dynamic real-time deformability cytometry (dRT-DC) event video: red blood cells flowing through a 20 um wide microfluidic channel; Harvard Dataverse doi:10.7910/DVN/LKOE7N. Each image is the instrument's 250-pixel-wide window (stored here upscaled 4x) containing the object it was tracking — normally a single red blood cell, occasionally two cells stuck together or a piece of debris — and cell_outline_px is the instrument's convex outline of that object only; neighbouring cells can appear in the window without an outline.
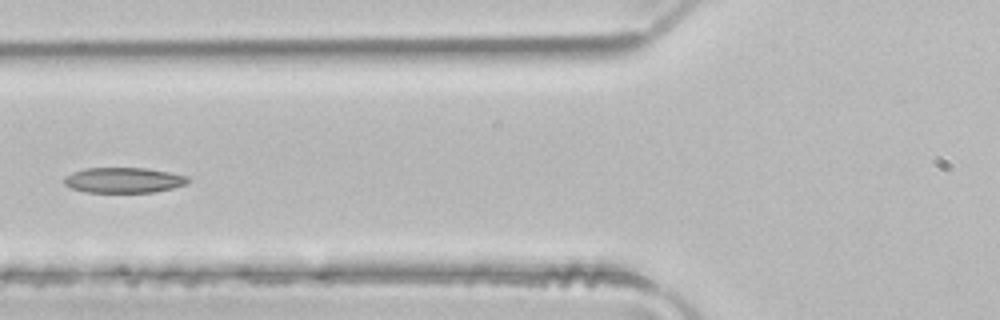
{"species": "common noctule bat (a hibernating species)", "species_latin": "Nyctalus noctula", "temperature_condition": "room temperature", "stored_images_in_passage": 4, "camera_frame_rate_fps": 3000, "um_per_image_px": 0.085, "animal": {"sex": "male", "body_mass_g": 21.5, "forearm_length_mm": 52.0}, "frame": {"image": 1, "passage_image": 3, "time_ms": 0.667, "image_size_px": [1000, 320], "cell_outline_px": [[188, 180], [184, 184], [172, 188], [152, 192], [84, 192], [72, 188], [64, 184], [64, 176], [72, 172], [84, 168], [148, 168], [188, 176]], "centroid_in_image_um": [10.46, 15.31], "position_along_channel_um": 115.3, "area_um2": 18.21}}
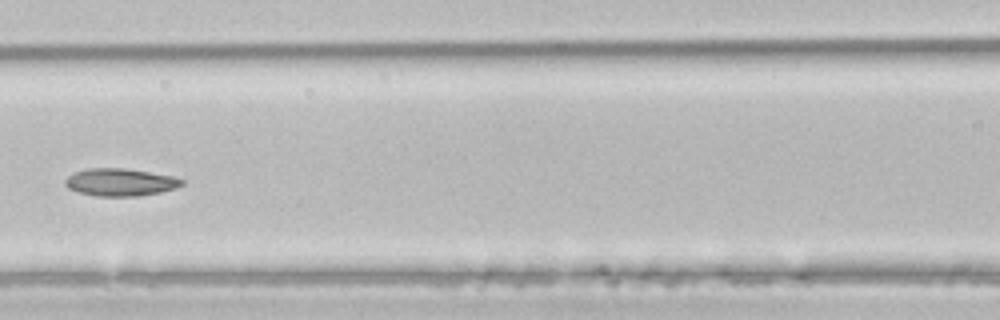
{"frame": {"image": 2, "passage_image": 4, "time_ms": 1.0, "image_size_px": [1000, 320], "cell_outline_px": [[184, 184], [176, 188], [160, 192], [136, 196], [96, 196], [80, 192], [68, 188], [64, 184], [64, 180], [72, 172], [88, 168], [124, 168], [172, 176], [184, 180]], "centroid_in_image_um": [10.19, 15.48], "position_along_channel_um": 156.4, "area_um2": 18.67}}